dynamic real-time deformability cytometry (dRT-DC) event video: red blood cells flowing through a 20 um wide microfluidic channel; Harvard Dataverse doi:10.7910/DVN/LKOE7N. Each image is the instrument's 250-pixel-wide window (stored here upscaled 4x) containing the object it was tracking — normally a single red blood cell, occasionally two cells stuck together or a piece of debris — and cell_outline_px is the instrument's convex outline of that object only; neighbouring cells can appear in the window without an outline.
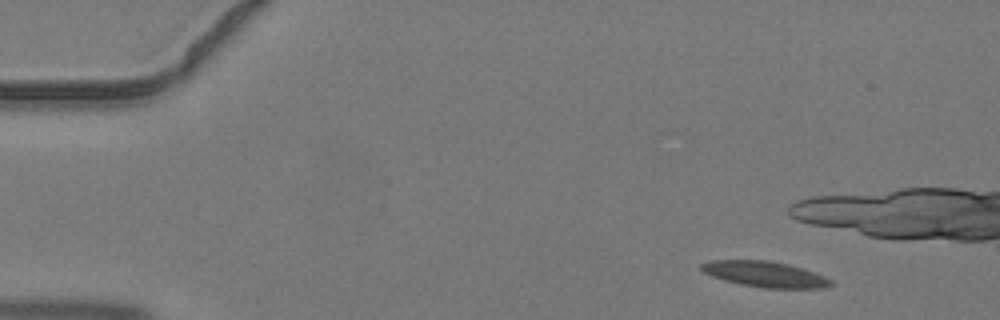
{"species": "common noctule bat (a hibernating species)", "species_latin": "Nyctalus noctula", "temperature_condition": "warm", "stored_images_in_passage": 42, "camera_frame_rate_fps": 3000, "um_per_image_px": 0.085, "animal": {"sex": "male", "body_mass_g": 19.2, "forearm_length_mm": 51.8}, "frame": {"image": 1, "passage_image": 1, "time_ms": 0.0, "image_size_px": [1000, 320], "cell_outline_px": [[832, 284], [824, 288], [764, 288], [740, 284], [724, 280], [712, 276], [704, 272], [700, 268], [700, 264], [712, 260], [768, 260], [788, 264], [824, 276], [832, 280]], "centroid_in_image_um": [64.99, 23.31], "position_along_channel_um": 20.0, "area_um2": 19.25}}